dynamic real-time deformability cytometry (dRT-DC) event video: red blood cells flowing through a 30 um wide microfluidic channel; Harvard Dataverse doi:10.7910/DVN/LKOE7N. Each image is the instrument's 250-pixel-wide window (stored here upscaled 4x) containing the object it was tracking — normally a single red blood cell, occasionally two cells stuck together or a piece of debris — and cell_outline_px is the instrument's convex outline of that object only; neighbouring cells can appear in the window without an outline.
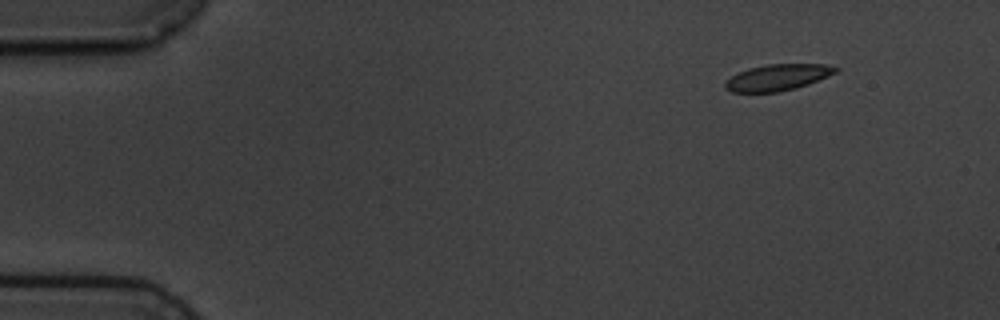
{"species": "common noctule bat (a hibernating species)", "species_latin": "Nyctalus noctula", "temperature_condition": "cold", "stored_images_in_passage": 5, "camera_frame_rate_fps": 3000, "um_per_image_px": 0.085, "animal": {"sex": "male", "body_mass_g": 19.5, "forearm_length_mm": 54.6}, "frame": {"image": 1, "passage_image": 2, "time_ms": 2.0, "image_size_px": [1000, 320], "cell_outline_px": [[840, 68], [836, 72], [828, 76], [808, 84], [796, 88], [776, 92], [732, 92], [724, 88], [724, 84], [732, 76], [748, 68], [768, 64], [824, 64]], "centroid_in_image_um": [66.1, 6.58], "position_along_channel_um": 18.9, "area_um2": 16.76}}
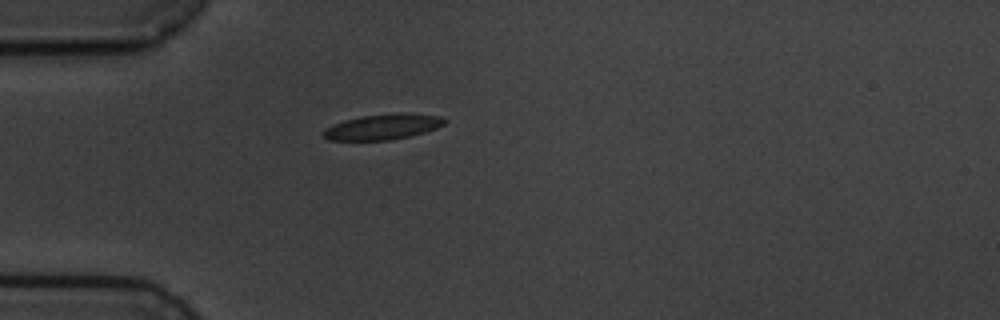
{"frame": {"image": 2, "passage_image": 5, "time_ms": 5.333, "image_size_px": [1000, 320], "cell_outline_px": [[448, 120], [444, 124], [436, 128], [424, 132], [392, 140], [328, 140], [320, 132], [324, 128], [332, 124], [344, 120], [360, 116], [440, 116]], "centroid_in_image_um": [32.4, 10.84], "position_along_channel_um": 52.6, "area_um2": 16.99}}